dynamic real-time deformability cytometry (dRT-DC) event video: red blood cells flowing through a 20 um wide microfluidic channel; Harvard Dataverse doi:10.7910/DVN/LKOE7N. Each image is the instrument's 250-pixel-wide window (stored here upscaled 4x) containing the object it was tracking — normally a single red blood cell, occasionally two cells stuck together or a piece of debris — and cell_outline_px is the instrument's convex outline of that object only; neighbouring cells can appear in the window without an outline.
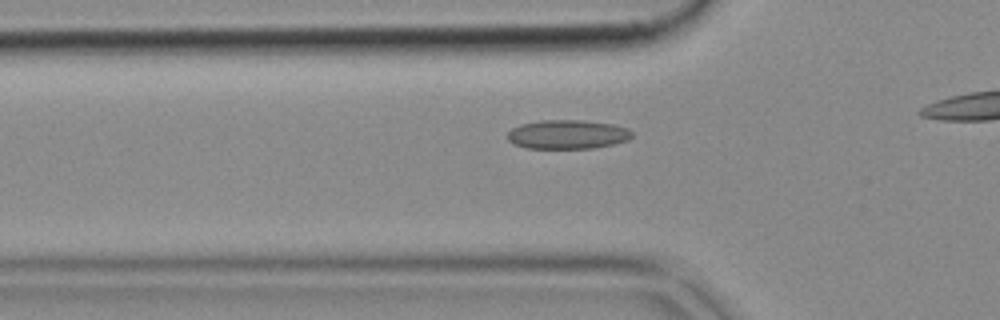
{"species": "common noctule bat (a hibernating species)", "species_latin": "Nyctalus noctula", "temperature_condition": "cold", "stored_images_in_passage": 17, "camera_frame_rate_fps": 3000, "um_per_image_px": 0.085, "animal": {"sex": "female", "body_mass_g": 18.4}, "frame": {"image": 1, "passage_image": 8, "time_ms": 2.333, "image_size_px": [1000, 320], "cell_outline_px": [[632, 136], [628, 140], [596, 148], [524, 148], [512, 144], [508, 140], [508, 132], [512, 128], [520, 124], [540, 120], [584, 120], [612, 124], [628, 128], [632, 132]], "centroid_in_image_um": [48.22, 11.42], "position_along_channel_um": 77.6, "area_um2": 21.21}}